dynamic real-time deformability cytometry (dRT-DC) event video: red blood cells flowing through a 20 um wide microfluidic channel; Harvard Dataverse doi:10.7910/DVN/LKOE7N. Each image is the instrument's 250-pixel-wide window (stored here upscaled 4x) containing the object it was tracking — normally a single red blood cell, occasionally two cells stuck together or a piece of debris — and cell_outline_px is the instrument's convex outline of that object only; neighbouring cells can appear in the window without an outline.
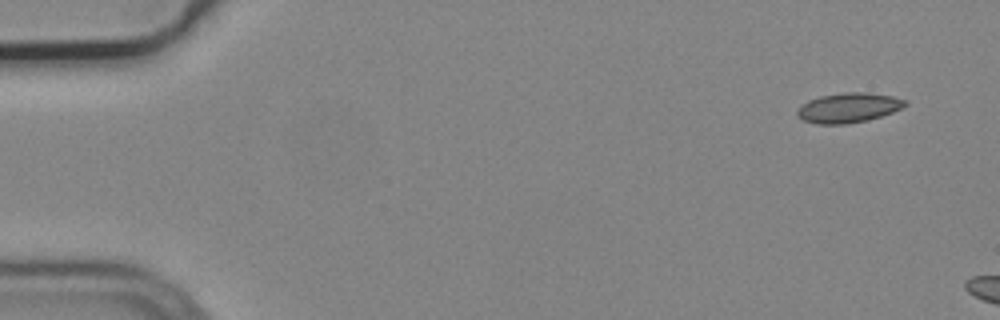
{"species": "common noctule bat (a hibernating species)", "species_latin": "Nyctalus noctula", "temperature_condition": "cold", "stored_images_in_passage": 2, "camera_frame_rate_fps": 3000, "um_per_image_px": 0.085, "animal": {"sex": "male", "body_mass_g": 19.2, "forearm_length_mm": 51.8}, "frame": {"image": 1, "passage_image": 1, "time_ms": 0.0, "image_size_px": [1000, 320], "cell_outline_px": [[908, 104], [892, 112], [868, 120], [848, 124], [820, 124], [804, 120], [796, 112], [808, 100], [820, 96], [844, 92], [868, 92], [892, 96], [908, 100]], "centroid_in_image_um": [72.17, 9.15], "position_along_channel_um": 12.8, "area_um2": 18.55}}